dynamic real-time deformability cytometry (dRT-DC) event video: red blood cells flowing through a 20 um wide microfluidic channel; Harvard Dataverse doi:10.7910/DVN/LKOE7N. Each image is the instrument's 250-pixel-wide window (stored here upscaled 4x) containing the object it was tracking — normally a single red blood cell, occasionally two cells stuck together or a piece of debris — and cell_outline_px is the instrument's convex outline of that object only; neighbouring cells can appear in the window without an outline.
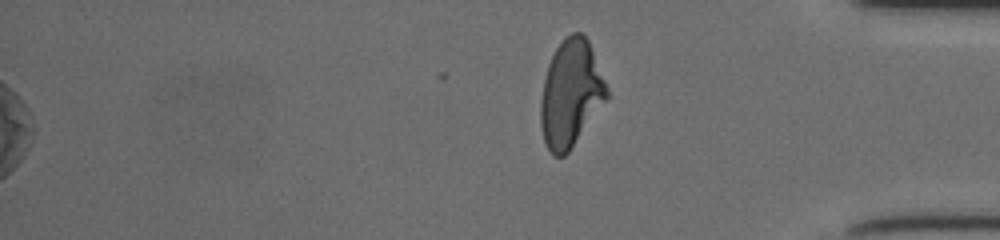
{"species": "human", "species_latin": "Homo sapiens", "temperature_condition": "cold", "stored_images_in_passage": 43, "segment_of_instrument_passage": [2, 2], "camera_frame_rate_fps": 3000, "um_per_image_px": 0.085, "donor": {"sex": "female"}, "frame": {"image": 1, "passage_image": 43, "time_ms": 14.0, "image_size_px": [1000, 240], "cell_outline_px": [[608, 96], [568, 152], [564, 156], [552, 156], [544, 140], [540, 124], [540, 104], [544, 80], [548, 64], [556, 48], [572, 32], [580, 32], [588, 40], [608, 88]], "centroid_in_image_um": [48.49, 7.96], "position_along_channel_um": 386.7, "area_um2": 40.4}}